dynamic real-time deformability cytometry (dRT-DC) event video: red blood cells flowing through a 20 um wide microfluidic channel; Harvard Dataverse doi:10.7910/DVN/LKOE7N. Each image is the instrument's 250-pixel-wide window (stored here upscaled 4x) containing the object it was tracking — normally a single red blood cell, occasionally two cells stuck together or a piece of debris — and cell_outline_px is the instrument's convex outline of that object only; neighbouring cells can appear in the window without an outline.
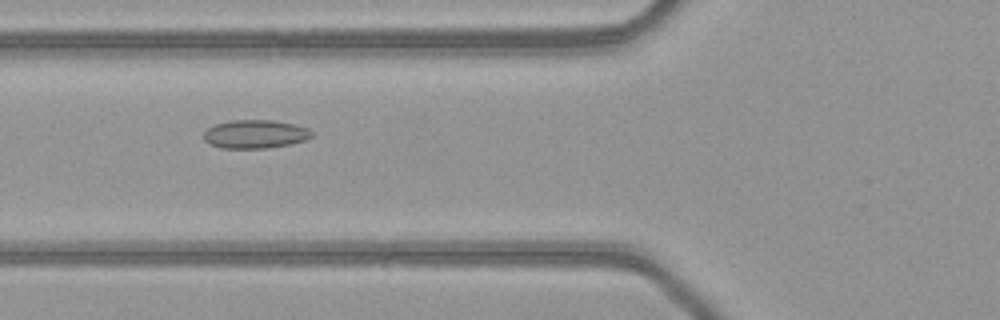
{"species": "common noctule bat (a hibernating species)", "species_latin": "Nyctalus noctula", "temperature_condition": "warm", "stored_images_in_passage": 51, "camera_frame_rate_fps": 3000, "um_per_image_px": 0.085, "animal": {"sex": "female", "body_mass_g": 21.9}, "frame": {"image": 1, "passage_image": 20, "time_ms": 6.333, "image_size_px": [1000, 320], "cell_outline_px": [[312, 136], [304, 140], [292, 144], [268, 148], [220, 148], [204, 140], [204, 132], [208, 128], [216, 124], [232, 120], [272, 120], [292, 124], [308, 128], [312, 132]], "centroid_in_image_um": [21.69, 11.4], "position_along_channel_um": 104.1, "area_um2": 17.8}}
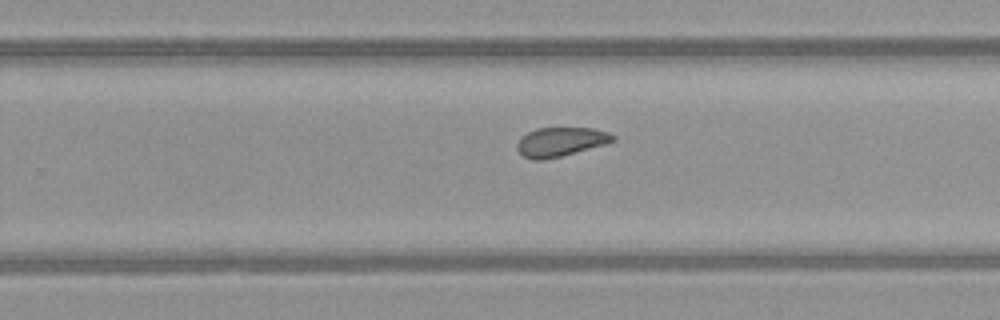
{"frame": {"image": 2, "passage_image": 33, "time_ms": 10.667, "image_size_px": [1000, 320], "cell_outline_px": [[616, 140], [604, 144], [560, 156], [544, 160], [532, 160], [524, 156], [516, 148], [516, 144], [528, 132], [536, 128], [592, 128], [608, 132], [616, 136]], "centroid_in_image_um": [47.65, 12.05], "position_along_channel_um": 282.1, "area_um2": 16.01}}
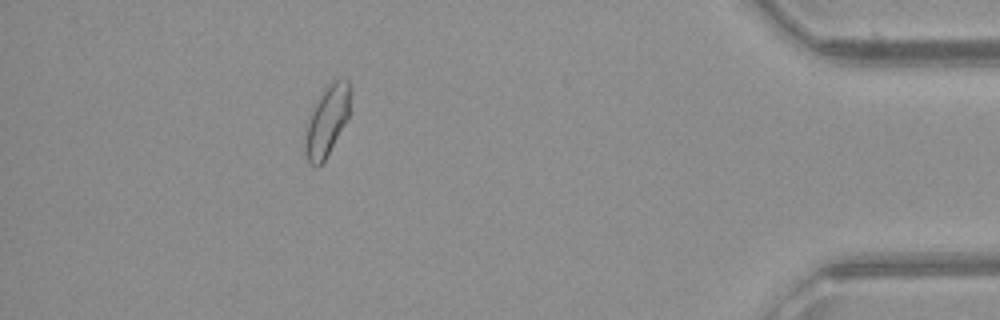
{"frame": {"image": 3, "passage_image": 46, "time_ms": 15.0, "image_size_px": [1000, 320], "cell_outline_px": [[352, 92], [348, 116], [344, 124], [324, 160], [316, 168], [308, 160], [304, 152], [304, 140], [312, 108], [324, 88], [336, 76], [344, 76], [348, 80]], "centroid_in_image_um": [27.82, 10.16], "position_along_channel_um": 407.4, "area_um2": 18.55}, "authors_computed_cell_mechanics": {"area_um2": 18.207, "velocity_mm_per_s": 4.0992, "shape_relaxation_time_tau1_ms": null, "shape_relaxation_time_tau2_ms": 1.0912, "deformation_change_tau1": null, "deformation_change_tau2": 0.0509}}